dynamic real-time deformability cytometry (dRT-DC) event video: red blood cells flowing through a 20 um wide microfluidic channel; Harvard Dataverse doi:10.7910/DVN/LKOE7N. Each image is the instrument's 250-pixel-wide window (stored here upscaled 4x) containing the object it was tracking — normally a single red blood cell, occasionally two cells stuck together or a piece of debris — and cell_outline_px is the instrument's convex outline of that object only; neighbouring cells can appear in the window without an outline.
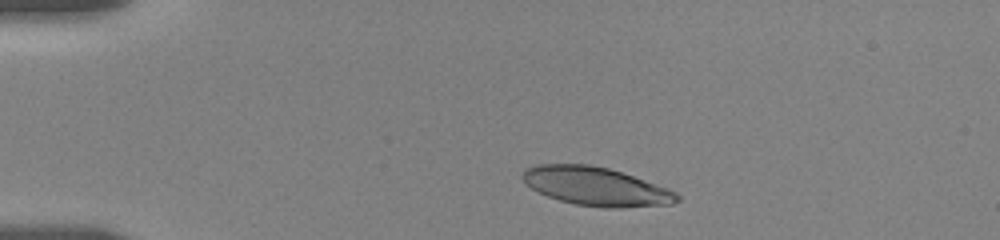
{"species": "human", "species_latin": "Homo sapiens", "temperature_condition": "room temperature", "stored_images_in_passage": 9, "camera_frame_rate_fps": 3000, "um_per_image_px": 0.085, "donor": {"sex": "female"}, "frame": {"image": 1, "passage_image": 3, "time_ms": 1.333, "image_size_px": [1000, 240], "cell_outline_px": [[680, 200], [672, 204], [620, 208], [604, 208], [576, 204], [560, 200], [548, 196], [532, 188], [520, 176], [524, 168], [536, 164], [588, 164], [608, 168], [668, 188], [676, 192], [680, 196]], "centroid_in_image_um": [50.66, 15.84], "position_along_channel_um": 34.3, "area_um2": 34.56}}
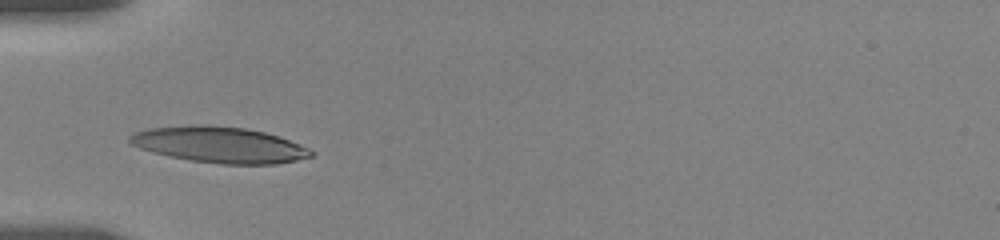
{"frame": {"image": 2, "passage_image": 6, "time_ms": 3.667, "image_size_px": [1000, 240], "cell_outline_px": [[316, 152], [312, 156], [296, 160], [276, 164], [220, 164], [192, 160], [152, 152], [140, 148], [132, 144], [128, 140], [128, 136], [132, 132], [148, 128], [200, 124], [208, 124], [244, 128], [264, 132], [300, 144]], "centroid_in_image_um": [18.63, 12.29], "position_along_channel_um": 66.4, "area_um2": 37.92}}
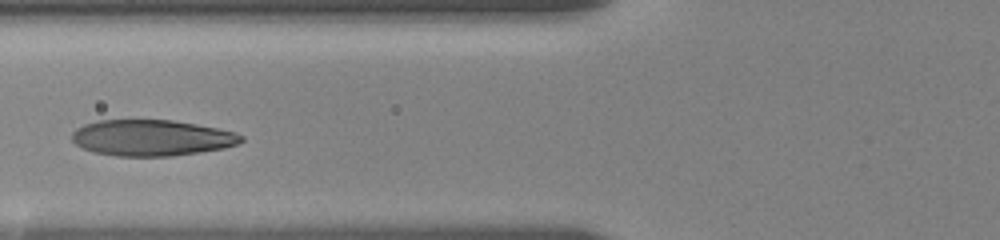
{"frame": {"image": 3, "passage_image": 8, "time_ms": 5.0, "image_size_px": [1000, 240], "cell_outline_px": [[244, 140], [236, 144], [224, 148], [172, 156], [116, 156], [92, 152], [80, 148], [72, 140], [72, 132], [76, 128], [84, 124], [96, 120], [172, 120], [196, 124], [236, 132], [244, 136]], "centroid_in_image_um": [12.85, 11.71], "position_along_channel_um": 112.9, "area_um2": 35.72}}